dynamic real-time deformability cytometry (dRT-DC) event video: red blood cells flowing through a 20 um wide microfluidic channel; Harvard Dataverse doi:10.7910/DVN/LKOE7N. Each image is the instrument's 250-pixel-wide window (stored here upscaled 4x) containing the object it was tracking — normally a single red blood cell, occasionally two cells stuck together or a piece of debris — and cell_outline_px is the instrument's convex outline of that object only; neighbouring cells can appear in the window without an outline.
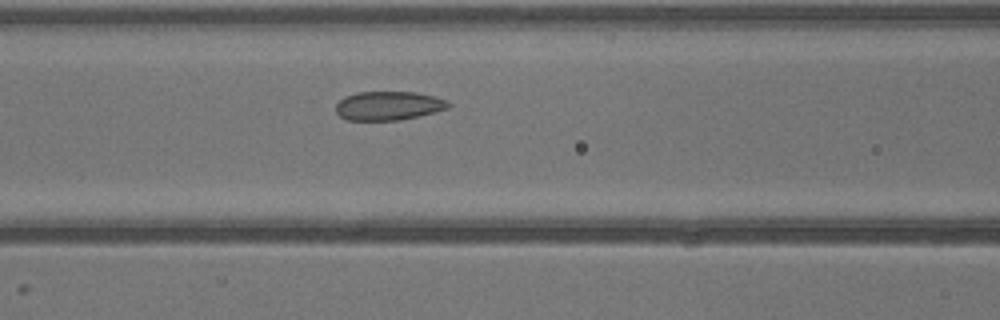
{"species": "common noctule bat (a hibernating species)", "species_latin": "Nyctalus noctula", "temperature_condition": "warm", "stored_images_in_passage": 31, "camera_frame_rate_fps": 3000, "um_per_image_px": 0.085, "animal": {"sex": "male", "body_mass_g": 13.3}, "frame": {"image": 1, "passage_image": 11, "time_ms": 3.333, "image_size_px": [1000, 320], "cell_outline_px": [[452, 104], [448, 108], [436, 112], [400, 120], [348, 120], [340, 116], [336, 112], [336, 104], [344, 96], [356, 92], [416, 92], [436, 96], [448, 100]], "centroid_in_image_um": [33.05, 8.98], "position_along_channel_um": 133.5, "area_um2": 19.13}}
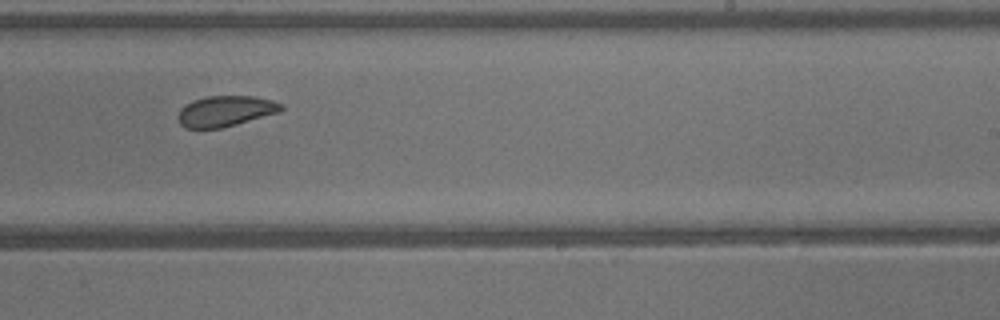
{"frame": {"image": 2, "passage_image": 19, "time_ms": 6.0, "image_size_px": [1000, 320], "cell_outline_px": [[284, 108], [280, 112], [236, 124], [220, 128], [184, 128], [180, 124], [176, 116], [180, 108], [184, 104], [192, 100], [208, 96], [256, 96], [272, 100], [284, 104]], "centroid_in_image_um": [19.15, 9.43], "position_along_channel_um": 269.9, "area_um2": 18.67}}
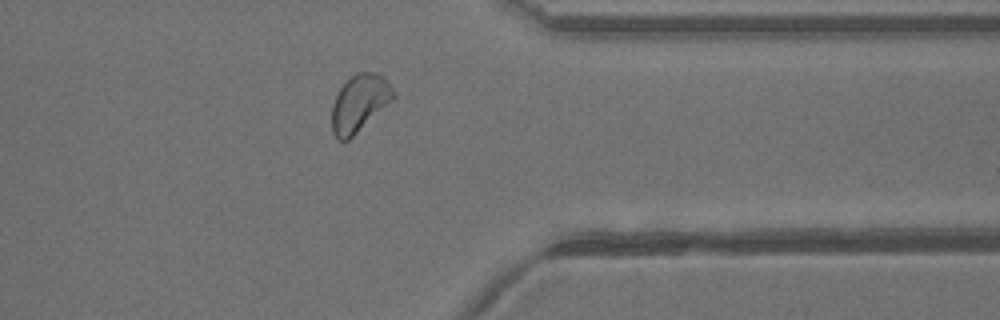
{"frame": {"image": 3, "passage_image": 26, "time_ms": 8.333, "image_size_px": [1000, 320], "cell_outline_px": [[396, 96], [392, 100], [348, 140], [340, 140], [332, 132], [332, 104], [340, 88], [356, 72], [376, 72], [384, 76], [396, 92]], "centroid_in_image_um": [30.57, 8.73], "position_along_channel_um": 380.8, "area_um2": 20.17}}